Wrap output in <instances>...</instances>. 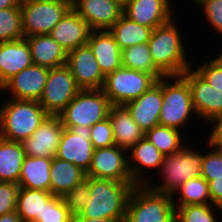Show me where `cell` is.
Returning a JSON list of instances; mask_svg holds the SVG:
<instances>
[{"label":"cell","instance_id":"7402d4cb","mask_svg":"<svg viewBox=\"0 0 222 222\" xmlns=\"http://www.w3.org/2000/svg\"><path fill=\"white\" fill-rule=\"evenodd\" d=\"M87 44L105 77L122 66V50L109 30L91 31Z\"/></svg>","mask_w":222,"mask_h":222},{"label":"cell","instance_id":"603a6c76","mask_svg":"<svg viewBox=\"0 0 222 222\" xmlns=\"http://www.w3.org/2000/svg\"><path fill=\"white\" fill-rule=\"evenodd\" d=\"M33 64L28 41L0 42V80L3 85Z\"/></svg>","mask_w":222,"mask_h":222},{"label":"cell","instance_id":"2e32d148","mask_svg":"<svg viewBox=\"0 0 222 222\" xmlns=\"http://www.w3.org/2000/svg\"><path fill=\"white\" fill-rule=\"evenodd\" d=\"M72 8L92 31L109 30L123 15V5L117 0H72Z\"/></svg>","mask_w":222,"mask_h":222},{"label":"cell","instance_id":"ab89813d","mask_svg":"<svg viewBox=\"0 0 222 222\" xmlns=\"http://www.w3.org/2000/svg\"><path fill=\"white\" fill-rule=\"evenodd\" d=\"M197 6H201V12L205 15L203 19L208 22L209 27L222 35V0H203Z\"/></svg>","mask_w":222,"mask_h":222},{"label":"cell","instance_id":"ac0fdd59","mask_svg":"<svg viewBox=\"0 0 222 222\" xmlns=\"http://www.w3.org/2000/svg\"><path fill=\"white\" fill-rule=\"evenodd\" d=\"M49 69L32 64L13 76L4 84L3 92L18 100L39 101L45 88Z\"/></svg>","mask_w":222,"mask_h":222},{"label":"cell","instance_id":"836d02e7","mask_svg":"<svg viewBox=\"0 0 222 222\" xmlns=\"http://www.w3.org/2000/svg\"><path fill=\"white\" fill-rule=\"evenodd\" d=\"M24 38L20 6L0 9V42Z\"/></svg>","mask_w":222,"mask_h":222},{"label":"cell","instance_id":"4dcf8cb0","mask_svg":"<svg viewBox=\"0 0 222 222\" xmlns=\"http://www.w3.org/2000/svg\"><path fill=\"white\" fill-rule=\"evenodd\" d=\"M179 196L177 199L175 195ZM175 206L212 204L208 181L202 176L183 183L172 195ZM175 199V200H174ZM177 199V200H176Z\"/></svg>","mask_w":222,"mask_h":222},{"label":"cell","instance_id":"b9f144b4","mask_svg":"<svg viewBox=\"0 0 222 222\" xmlns=\"http://www.w3.org/2000/svg\"><path fill=\"white\" fill-rule=\"evenodd\" d=\"M19 189L18 183L0 182V216L16 210Z\"/></svg>","mask_w":222,"mask_h":222},{"label":"cell","instance_id":"4316f807","mask_svg":"<svg viewBox=\"0 0 222 222\" xmlns=\"http://www.w3.org/2000/svg\"><path fill=\"white\" fill-rule=\"evenodd\" d=\"M52 158L26 156L22 164L19 186L50 192Z\"/></svg>","mask_w":222,"mask_h":222},{"label":"cell","instance_id":"f1b7e54d","mask_svg":"<svg viewBox=\"0 0 222 222\" xmlns=\"http://www.w3.org/2000/svg\"><path fill=\"white\" fill-rule=\"evenodd\" d=\"M152 30V28L131 21L125 15H122L109 29L121 50L132 45L147 43Z\"/></svg>","mask_w":222,"mask_h":222},{"label":"cell","instance_id":"7c38bea8","mask_svg":"<svg viewBox=\"0 0 222 222\" xmlns=\"http://www.w3.org/2000/svg\"><path fill=\"white\" fill-rule=\"evenodd\" d=\"M181 76L190 87L193 107L198 119L207 123L214 116L222 113V91L210 86L193 66L186 69Z\"/></svg>","mask_w":222,"mask_h":222},{"label":"cell","instance_id":"5bb4252c","mask_svg":"<svg viewBox=\"0 0 222 222\" xmlns=\"http://www.w3.org/2000/svg\"><path fill=\"white\" fill-rule=\"evenodd\" d=\"M66 66L81 89H102L105 76L88 44L68 52Z\"/></svg>","mask_w":222,"mask_h":222},{"label":"cell","instance_id":"8992f818","mask_svg":"<svg viewBox=\"0 0 222 222\" xmlns=\"http://www.w3.org/2000/svg\"><path fill=\"white\" fill-rule=\"evenodd\" d=\"M162 99L159 125L178 130L186 125V130L192 115L198 119L193 107L190 87L181 75L162 77Z\"/></svg>","mask_w":222,"mask_h":222},{"label":"cell","instance_id":"30bf717a","mask_svg":"<svg viewBox=\"0 0 222 222\" xmlns=\"http://www.w3.org/2000/svg\"><path fill=\"white\" fill-rule=\"evenodd\" d=\"M80 90L66 65L52 68L49 69L45 88L38 102L49 115H58Z\"/></svg>","mask_w":222,"mask_h":222},{"label":"cell","instance_id":"681fc988","mask_svg":"<svg viewBox=\"0 0 222 222\" xmlns=\"http://www.w3.org/2000/svg\"><path fill=\"white\" fill-rule=\"evenodd\" d=\"M188 1H192L193 2V4L195 3L196 5H195V7L198 5V4H200L203 0H188Z\"/></svg>","mask_w":222,"mask_h":222},{"label":"cell","instance_id":"8fae6325","mask_svg":"<svg viewBox=\"0 0 222 222\" xmlns=\"http://www.w3.org/2000/svg\"><path fill=\"white\" fill-rule=\"evenodd\" d=\"M90 135L91 127L88 126L64 127L55 157L71 162L87 173L94 153Z\"/></svg>","mask_w":222,"mask_h":222},{"label":"cell","instance_id":"44dd1931","mask_svg":"<svg viewBox=\"0 0 222 222\" xmlns=\"http://www.w3.org/2000/svg\"><path fill=\"white\" fill-rule=\"evenodd\" d=\"M91 31L88 23L71 8L49 35L68 53L86 45Z\"/></svg>","mask_w":222,"mask_h":222},{"label":"cell","instance_id":"cb8c5ba5","mask_svg":"<svg viewBox=\"0 0 222 222\" xmlns=\"http://www.w3.org/2000/svg\"><path fill=\"white\" fill-rule=\"evenodd\" d=\"M108 117L113 128L116 146L129 150L145 137L144 131L133 120L124 105H112Z\"/></svg>","mask_w":222,"mask_h":222},{"label":"cell","instance_id":"816d5d0a","mask_svg":"<svg viewBox=\"0 0 222 222\" xmlns=\"http://www.w3.org/2000/svg\"><path fill=\"white\" fill-rule=\"evenodd\" d=\"M119 1L122 5H124L125 3H127L129 0H117Z\"/></svg>","mask_w":222,"mask_h":222},{"label":"cell","instance_id":"60d3db41","mask_svg":"<svg viewBox=\"0 0 222 222\" xmlns=\"http://www.w3.org/2000/svg\"><path fill=\"white\" fill-rule=\"evenodd\" d=\"M210 86L222 91V65L214 58L203 60L201 66L194 68Z\"/></svg>","mask_w":222,"mask_h":222},{"label":"cell","instance_id":"74e56055","mask_svg":"<svg viewBox=\"0 0 222 222\" xmlns=\"http://www.w3.org/2000/svg\"><path fill=\"white\" fill-rule=\"evenodd\" d=\"M72 215L67 208L65 200L60 196H53L45 203L42 216L36 222H70Z\"/></svg>","mask_w":222,"mask_h":222},{"label":"cell","instance_id":"277c9868","mask_svg":"<svg viewBox=\"0 0 222 222\" xmlns=\"http://www.w3.org/2000/svg\"><path fill=\"white\" fill-rule=\"evenodd\" d=\"M185 145L179 152L164 156L159 177L162 181L151 179L146 185L157 192L173 195L186 181L201 176L203 151ZM158 182V183H157ZM160 182V183H159ZM162 182V183H161Z\"/></svg>","mask_w":222,"mask_h":222},{"label":"cell","instance_id":"d6a6232c","mask_svg":"<svg viewBox=\"0 0 222 222\" xmlns=\"http://www.w3.org/2000/svg\"><path fill=\"white\" fill-rule=\"evenodd\" d=\"M181 130L157 125L145 133V137L163 154L179 152L187 143L183 142ZM184 143V144H183Z\"/></svg>","mask_w":222,"mask_h":222},{"label":"cell","instance_id":"3957f363","mask_svg":"<svg viewBox=\"0 0 222 222\" xmlns=\"http://www.w3.org/2000/svg\"><path fill=\"white\" fill-rule=\"evenodd\" d=\"M7 99L0 107V137L22 142L29 138L49 115L38 101Z\"/></svg>","mask_w":222,"mask_h":222},{"label":"cell","instance_id":"f546056e","mask_svg":"<svg viewBox=\"0 0 222 222\" xmlns=\"http://www.w3.org/2000/svg\"><path fill=\"white\" fill-rule=\"evenodd\" d=\"M53 196L51 192L20 187L16 211L23 222H36L42 216L45 203Z\"/></svg>","mask_w":222,"mask_h":222},{"label":"cell","instance_id":"bcb514c9","mask_svg":"<svg viewBox=\"0 0 222 222\" xmlns=\"http://www.w3.org/2000/svg\"><path fill=\"white\" fill-rule=\"evenodd\" d=\"M70 222H115L114 220L110 219H103V218H81L78 215L72 216Z\"/></svg>","mask_w":222,"mask_h":222},{"label":"cell","instance_id":"7a4b0ae2","mask_svg":"<svg viewBox=\"0 0 222 222\" xmlns=\"http://www.w3.org/2000/svg\"><path fill=\"white\" fill-rule=\"evenodd\" d=\"M135 185L134 182L90 177V199L78 216L124 222L127 201Z\"/></svg>","mask_w":222,"mask_h":222},{"label":"cell","instance_id":"d6986e66","mask_svg":"<svg viewBox=\"0 0 222 222\" xmlns=\"http://www.w3.org/2000/svg\"><path fill=\"white\" fill-rule=\"evenodd\" d=\"M162 102V78H159L138 99L129 101L124 106L137 125L146 133L154 126L159 125Z\"/></svg>","mask_w":222,"mask_h":222},{"label":"cell","instance_id":"7dc6e473","mask_svg":"<svg viewBox=\"0 0 222 222\" xmlns=\"http://www.w3.org/2000/svg\"><path fill=\"white\" fill-rule=\"evenodd\" d=\"M20 6L19 0H0V9Z\"/></svg>","mask_w":222,"mask_h":222},{"label":"cell","instance_id":"ee69618b","mask_svg":"<svg viewBox=\"0 0 222 222\" xmlns=\"http://www.w3.org/2000/svg\"><path fill=\"white\" fill-rule=\"evenodd\" d=\"M208 186L212 205L222 208V177H214Z\"/></svg>","mask_w":222,"mask_h":222},{"label":"cell","instance_id":"8d00e7d4","mask_svg":"<svg viewBox=\"0 0 222 222\" xmlns=\"http://www.w3.org/2000/svg\"><path fill=\"white\" fill-rule=\"evenodd\" d=\"M206 146V151L203 152L201 176L209 182L214 177H222V148L213 147L208 143Z\"/></svg>","mask_w":222,"mask_h":222},{"label":"cell","instance_id":"1f68e13d","mask_svg":"<svg viewBox=\"0 0 222 222\" xmlns=\"http://www.w3.org/2000/svg\"><path fill=\"white\" fill-rule=\"evenodd\" d=\"M121 59L123 67L149 73L157 80L164 77L154 65L148 42L123 49Z\"/></svg>","mask_w":222,"mask_h":222},{"label":"cell","instance_id":"5b68a950","mask_svg":"<svg viewBox=\"0 0 222 222\" xmlns=\"http://www.w3.org/2000/svg\"><path fill=\"white\" fill-rule=\"evenodd\" d=\"M170 194L135 185L129 195L124 222H175L176 207Z\"/></svg>","mask_w":222,"mask_h":222},{"label":"cell","instance_id":"c3c4849f","mask_svg":"<svg viewBox=\"0 0 222 222\" xmlns=\"http://www.w3.org/2000/svg\"><path fill=\"white\" fill-rule=\"evenodd\" d=\"M213 58L222 65V51L217 55V57L214 56Z\"/></svg>","mask_w":222,"mask_h":222},{"label":"cell","instance_id":"484cf974","mask_svg":"<svg viewBox=\"0 0 222 222\" xmlns=\"http://www.w3.org/2000/svg\"><path fill=\"white\" fill-rule=\"evenodd\" d=\"M86 178V173L71 162L52 158L50 167V192L63 197Z\"/></svg>","mask_w":222,"mask_h":222},{"label":"cell","instance_id":"e575fe53","mask_svg":"<svg viewBox=\"0 0 222 222\" xmlns=\"http://www.w3.org/2000/svg\"><path fill=\"white\" fill-rule=\"evenodd\" d=\"M176 207L175 222H218L216 214L221 207L212 204L185 205ZM215 207V208H214ZM217 210V211H216Z\"/></svg>","mask_w":222,"mask_h":222},{"label":"cell","instance_id":"f6af8a7d","mask_svg":"<svg viewBox=\"0 0 222 222\" xmlns=\"http://www.w3.org/2000/svg\"><path fill=\"white\" fill-rule=\"evenodd\" d=\"M0 222H23V220L15 210L0 216Z\"/></svg>","mask_w":222,"mask_h":222},{"label":"cell","instance_id":"52a82bcc","mask_svg":"<svg viewBox=\"0 0 222 222\" xmlns=\"http://www.w3.org/2000/svg\"><path fill=\"white\" fill-rule=\"evenodd\" d=\"M112 104L102 89H81L58 114L63 126L92 127L109 116Z\"/></svg>","mask_w":222,"mask_h":222},{"label":"cell","instance_id":"9a60e30c","mask_svg":"<svg viewBox=\"0 0 222 222\" xmlns=\"http://www.w3.org/2000/svg\"><path fill=\"white\" fill-rule=\"evenodd\" d=\"M64 126L58 115H48L37 130L21 143L26 156H56Z\"/></svg>","mask_w":222,"mask_h":222},{"label":"cell","instance_id":"e0dca14e","mask_svg":"<svg viewBox=\"0 0 222 222\" xmlns=\"http://www.w3.org/2000/svg\"><path fill=\"white\" fill-rule=\"evenodd\" d=\"M171 1L173 0H129L123 5V15L131 21L155 29L176 16Z\"/></svg>","mask_w":222,"mask_h":222},{"label":"cell","instance_id":"6da1fadb","mask_svg":"<svg viewBox=\"0 0 222 222\" xmlns=\"http://www.w3.org/2000/svg\"><path fill=\"white\" fill-rule=\"evenodd\" d=\"M180 33L175 16L168 23L152 30L148 41L149 49L155 67L164 76H178L192 67Z\"/></svg>","mask_w":222,"mask_h":222},{"label":"cell","instance_id":"d590c367","mask_svg":"<svg viewBox=\"0 0 222 222\" xmlns=\"http://www.w3.org/2000/svg\"><path fill=\"white\" fill-rule=\"evenodd\" d=\"M67 208L72 216L79 215L90 199V176H86L80 183L63 196Z\"/></svg>","mask_w":222,"mask_h":222},{"label":"cell","instance_id":"ffe728a7","mask_svg":"<svg viewBox=\"0 0 222 222\" xmlns=\"http://www.w3.org/2000/svg\"><path fill=\"white\" fill-rule=\"evenodd\" d=\"M128 169L132 181L136 185H146L152 178L145 176V168L151 171H159L162 166L164 156L146 137L142 138L129 150ZM130 151V152H129ZM157 168V169H156Z\"/></svg>","mask_w":222,"mask_h":222},{"label":"cell","instance_id":"f35d334b","mask_svg":"<svg viewBox=\"0 0 222 222\" xmlns=\"http://www.w3.org/2000/svg\"><path fill=\"white\" fill-rule=\"evenodd\" d=\"M90 140L94 149L107 148L115 145L113 128L109 117L91 127Z\"/></svg>","mask_w":222,"mask_h":222},{"label":"cell","instance_id":"ba28073f","mask_svg":"<svg viewBox=\"0 0 222 222\" xmlns=\"http://www.w3.org/2000/svg\"><path fill=\"white\" fill-rule=\"evenodd\" d=\"M72 8V0H25L20 2L24 38L50 34Z\"/></svg>","mask_w":222,"mask_h":222},{"label":"cell","instance_id":"83f0119b","mask_svg":"<svg viewBox=\"0 0 222 222\" xmlns=\"http://www.w3.org/2000/svg\"><path fill=\"white\" fill-rule=\"evenodd\" d=\"M25 157L21 142L0 137V182L19 183Z\"/></svg>","mask_w":222,"mask_h":222},{"label":"cell","instance_id":"9c48e42d","mask_svg":"<svg viewBox=\"0 0 222 222\" xmlns=\"http://www.w3.org/2000/svg\"><path fill=\"white\" fill-rule=\"evenodd\" d=\"M156 82L149 73L121 66L105 77L102 90L112 105H125L138 99Z\"/></svg>","mask_w":222,"mask_h":222},{"label":"cell","instance_id":"f907efd6","mask_svg":"<svg viewBox=\"0 0 222 222\" xmlns=\"http://www.w3.org/2000/svg\"><path fill=\"white\" fill-rule=\"evenodd\" d=\"M3 90H4V85H3V83L0 80V95H2L4 93ZM1 92H2V94H1Z\"/></svg>","mask_w":222,"mask_h":222},{"label":"cell","instance_id":"d4e9b609","mask_svg":"<svg viewBox=\"0 0 222 222\" xmlns=\"http://www.w3.org/2000/svg\"><path fill=\"white\" fill-rule=\"evenodd\" d=\"M28 41L32 62L48 69L66 65L68 53L49 34L25 37Z\"/></svg>","mask_w":222,"mask_h":222},{"label":"cell","instance_id":"4fadbf2b","mask_svg":"<svg viewBox=\"0 0 222 222\" xmlns=\"http://www.w3.org/2000/svg\"><path fill=\"white\" fill-rule=\"evenodd\" d=\"M127 150L116 145L94 149L86 176L133 182L128 169Z\"/></svg>","mask_w":222,"mask_h":222},{"label":"cell","instance_id":"7bdbcfd3","mask_svg":"<svg viewBox=\"0 0 222 222\" xmlns=\"http://www.w3.org/2000/svg\"><path fill=\"white\" fill-rule=\"evenodd\" d=\"M208 123L210 124L208 131L210 134L206 142L213 147L222 148V113L214 116Z\"/></svg>","mask_w":222,"mask_h":222}]
</instances>
